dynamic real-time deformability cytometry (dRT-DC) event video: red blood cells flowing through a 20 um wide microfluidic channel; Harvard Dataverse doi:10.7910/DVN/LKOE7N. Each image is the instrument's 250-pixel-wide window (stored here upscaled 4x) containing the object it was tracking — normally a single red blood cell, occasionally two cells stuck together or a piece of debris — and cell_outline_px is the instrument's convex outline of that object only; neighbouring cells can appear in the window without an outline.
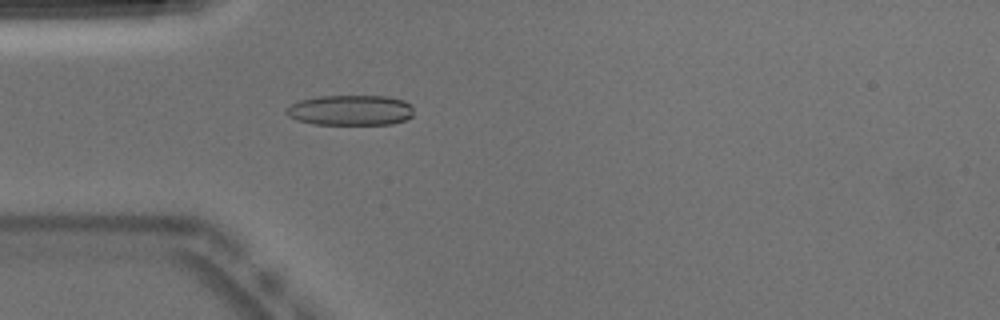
{"species": "Egyptian fruit bat (a non-hibernating species)", "species_latin": "Rousettus aegyptiacus", "temperature_condition": "warm", "stored_images_in_passage": 50, "camera_frame_rate_fps": 3000, "um_per_image_px": 0.085, "animal": {"sex": "male"}, "frame": {"image": 1, "passage_image": 14, "time_ms": 4.333, "image_size_px": [1000, 320], "cell_outline_px": [[412, 116], [404, 120], [392, 124], [316, 124], [296, 120], [288, 116], [284, 112], [284, 108], [300, 100], [320, 96], [388, 96], [404, 100], [412, 104]], "centroid_in_image_um": [29.78, 9.36], "position_along_channel_um": 55.2, "area_um2": 22.66}}
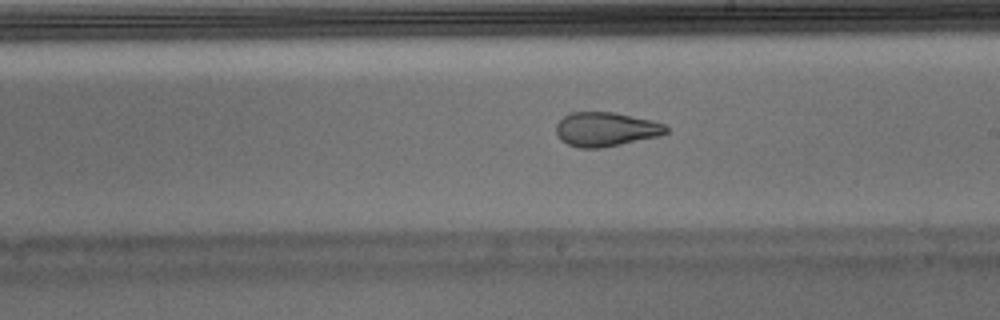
{"frame": {"image": 2, "passage_image": 28, "time_ms": 9.0, "image_size_px": [1000, 320], "cell_outline_px": [[668, 132], [660, 136], [604, 148], [580, 148], [568, 144], [560, 140], [556, 136], [556, 124], [564, 116], [572, 112], [612, 112], [652, 120], [664, 124], [668, 128]], "centroid_in_image_um": [51.49, 11.0], "position_along_channel_um": 237.5, "area_um2": 22.08}}
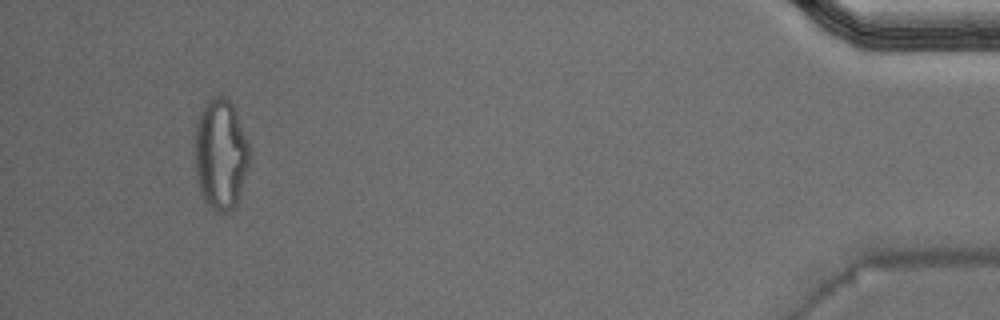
{"frame": {"image": 3, "passage_image": 47, "time_ms": 15.333, "image_size_px": [1000, 320], "cell_outline_px": [[248, 164], [240, 192], [236, 204], [228, 212], [216, 212], [204, 200], [200, 192], [196, 180], [192, 152], [192, 144], [196, 124], [200, 112], [204, 104], [212, 96], [224, 96], [232, 104], [236, 112], [248, 144]], "centroid_in_image_um": [18.67, 13.1], "position_along_channel_um": 416.5, "area_um2": 35.6}, "authors_computed_cell_mechanics": {"area_um2": 22.5709, "velocity_mm_per_s": 3.9719, "shape_relaxation_time_tau1_ms": null, "shape_relaxation_time_tau2_ms": 1.4113, "deformation_change_tau1": null, "deformation_change_tau2": 0.0871}}